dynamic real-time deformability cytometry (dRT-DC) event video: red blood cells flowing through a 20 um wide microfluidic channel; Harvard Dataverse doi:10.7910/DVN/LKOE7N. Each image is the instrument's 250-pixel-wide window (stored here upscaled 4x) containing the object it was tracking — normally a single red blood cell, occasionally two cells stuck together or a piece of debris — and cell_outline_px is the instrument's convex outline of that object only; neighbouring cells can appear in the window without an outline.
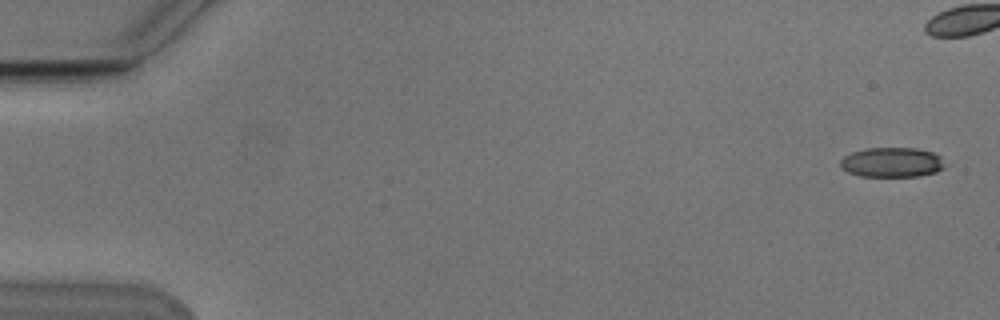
{"species": "Egyptian fruit bat (a non-hibernating species)", "species_latin": "Rousettus aegyptiacus", "temperature_condition": "cold", "stored_images_in_passage": 6, "camera_frame_rate_fps": 3000, "um_per_image_px": 0.085, "animal": {"sex": "male"}, "frame": {"image": 1, "passage_image": 1, "time_ms": 0.0, "image_size_px": [1000, 320], "cell_outline_px": [[944, 168], [936, 172], [920, 176], [860, 176], [848, 172], [840, 168], [840, 160], [844, 156], [852, 152], [868, 148], [916, 148], [932, 152], [940, 156]], "centroid_in_image_um": [75.78, 13.8], "position_along_channel_um": 9.2, "area_um2": 18.09}}